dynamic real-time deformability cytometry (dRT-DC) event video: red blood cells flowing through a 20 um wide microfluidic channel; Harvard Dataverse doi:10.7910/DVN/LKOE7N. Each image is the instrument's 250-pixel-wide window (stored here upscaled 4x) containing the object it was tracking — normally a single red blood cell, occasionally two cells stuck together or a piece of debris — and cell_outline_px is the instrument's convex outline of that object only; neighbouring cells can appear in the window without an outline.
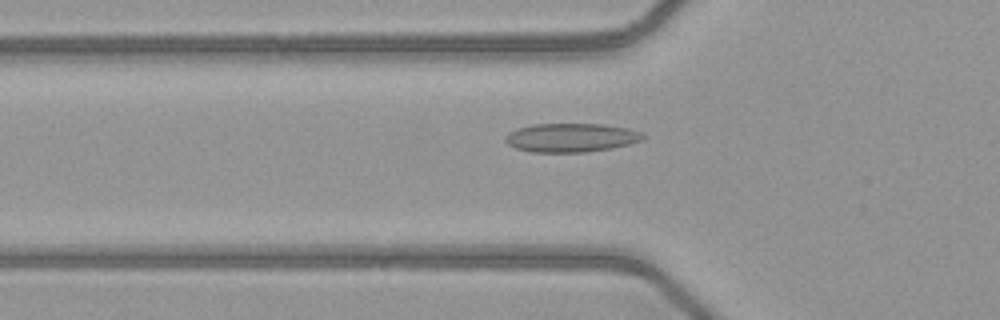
{"species": "common noctule bat (a hibernating species)", "species_latin": "Nyctalus noctula", "temperature_condition": "warm", "stored_images_in_passage": 38, "camera_frame_rate_fps": 3000, "um_per_image_px": 0.085, "animal": {"sex": "female", "body_mass_g": 21.9}, "frame": {"image": 1, "passage_image": 10, "time_ms": 3.0, "image_size_px": [1000, 320], "cell_outline_px": [[644, 136], [640, 140], [628, 144], [612, 148], [588, 152], [532, 152], [516, 148], [508, 144], [504, 140], [504, 136], [508, 132], [516, 128], [532, 124], [604, 124], [628, 128], [640, 132]], "centroid_in_image_um": [48.48, 11.69], "position_along_channel_um": 77.3, "area_um2": 23.12}}
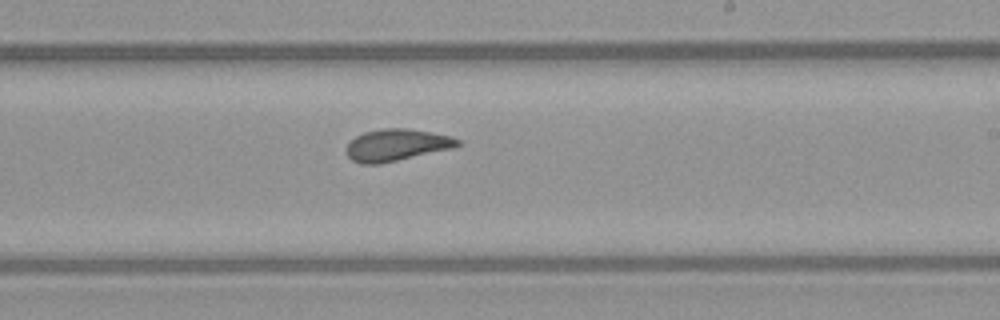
{"frame": {"image": 2, "passage_image": 23, "time_ms": 7.333, "image_size_px": [1000, 320], "cell_outline_px": [[460, 144], [452, 148], [380, 164], [360, 164], [352, 160], [348, 156], [344, 148], [356, 136], [364, 132], [384, 128], [408, 128], [432, 132], [452, 136], [460, 140]], "centroid_in_image_um": [33.69, 12.32], "position_along_channel_um": 255.3, "area_um2": 20.69}}
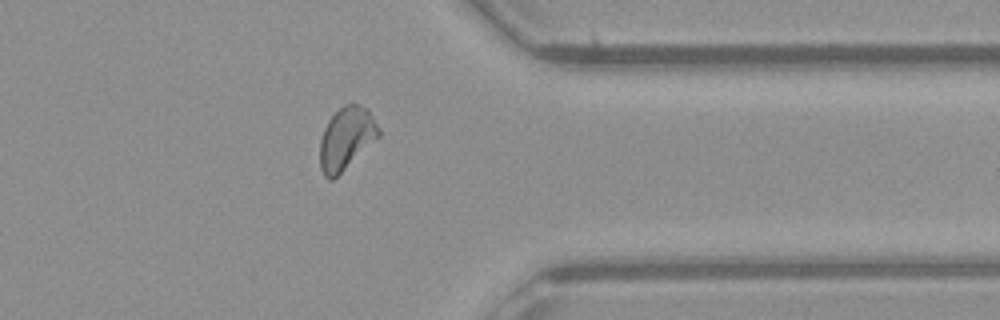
{"frame": {"image": 3, "passage_image": 33, "time_ms": 10.667, "image_size_px": [1000, 320], "cell_outline_px": [[380, 136], [332, 180], [328, 180], [324, 176], [320, 168], [320, 140], [324, 128], [328, 120], [344, 104], [360, 104], [368, 108], [380, 128]], "centroid_in_image_um": [29.44, 11.75], "position_along_channel_um": 382.0, "area_um2": 21.33}, "authors_computed_cell_mechanics": {"area_um2": 20.7502, "velocity_mm_per_s": 4.0777, "shape_relaxation_time_tau1_ms": 10.1662, "shape_relaxation_time_tau2_ms": 1.4392, "deformation_change_tau1": 0.2058, "deformation_change_tau2": 0.074}}